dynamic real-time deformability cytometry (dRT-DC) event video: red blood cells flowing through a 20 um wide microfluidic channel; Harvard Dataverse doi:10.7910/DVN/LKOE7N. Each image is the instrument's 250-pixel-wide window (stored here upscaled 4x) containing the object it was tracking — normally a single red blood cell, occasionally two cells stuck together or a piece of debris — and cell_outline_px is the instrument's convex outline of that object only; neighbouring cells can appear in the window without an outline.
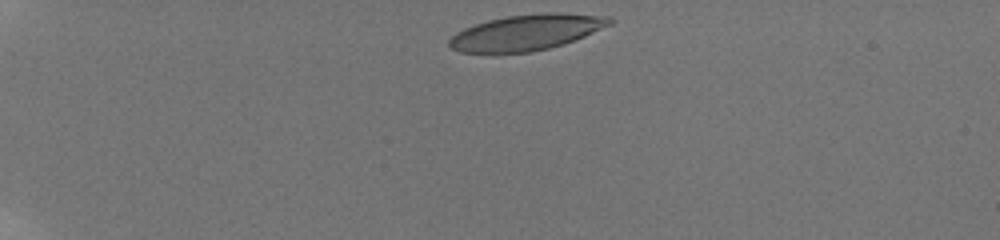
{"species": "human", "species_latin": "Homo sapiens", "temperature_condition": "room temperature", "stored_images_in_passage": 4, "camera_frame_rate_fps": 3000, "um_per_image_px": 0.085, "donor": {"sex": "male"}, "frame": {"image": 1, "passage_image": 1, "time_ms": 0.0, "image_size_px": [1000, 240], "cell_outline_px": [[616, 20], [612, 24], [576, 40], [564, 44], [532, 52], [500, 56], [460, 52], [452, 48], [448, 44], [448, 40], [456, 32], [464, 28], [488, 20], [508, 16], [548, 12], [552, 12], [612, 16]], "centroid_in_image_um": [44.74, 2.79], "position_along_channel_um": 40.3, "area_um2": 34.45}}